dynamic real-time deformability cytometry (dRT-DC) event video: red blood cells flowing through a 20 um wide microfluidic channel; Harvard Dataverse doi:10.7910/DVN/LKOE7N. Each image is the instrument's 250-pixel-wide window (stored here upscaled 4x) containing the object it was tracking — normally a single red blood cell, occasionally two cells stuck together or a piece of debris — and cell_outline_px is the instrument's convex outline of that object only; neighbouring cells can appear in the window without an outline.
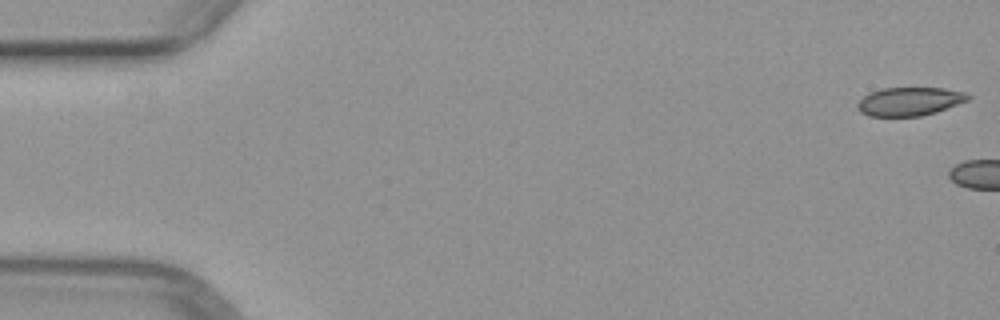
{"species": "common noctule bat (a hibernating species)", "species_latin": "Nyctalus noctula", "temperature_condition": "warm", "stored_images_in_passage": 5, "camera_frame_rate_fps": 3000, "um_per_image_px": 0.085, "animal": {"sex": "female", "body_mass_g": 29.2, "forearm_length_mm": 56.3}, "frame": {"image": 1, "passage_image": 1, "time_ms": 0.0, "image_size_px": [1000, 320], "cell_outline_px": [[972, 96], [968, 100], [936, 112], [920, 116], [868, 116], [860, 112], [856, 108], [856, 104], [864, 96], [872, 92], [884, 88], [944, 88], [964, 92]], "centroid_in_image_um": [77.3, 8.63], "position_along_channel_um": 7.7, "area_um2": 18.26}}
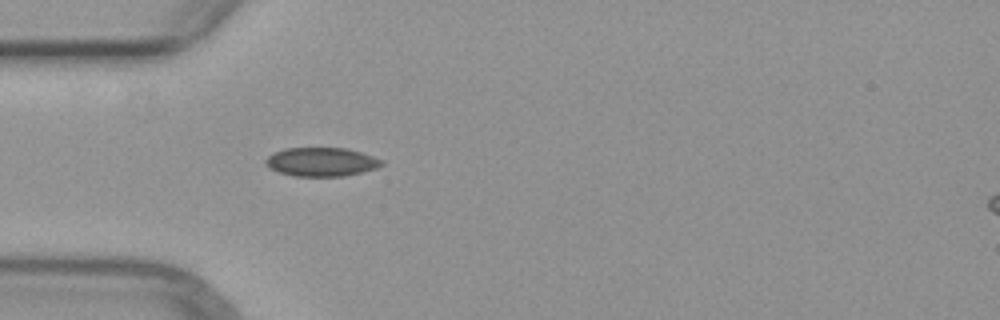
{"frame": {"image": 2, "passage_image": 5, "time_ms": 6.0, "image_size_px": [1000, 320], "cell_outline_px": [[384, 164], [376, 168], [344, 176], [292, 176], [268, 168], [264, 160], [272, 152], [284, 148], [344, 148], [360, 152], [384, 160]], "centroid_in_image_um": [27.28, 13.76], "position_along_channel_um": 57.7, "area_um2": 19.48}}